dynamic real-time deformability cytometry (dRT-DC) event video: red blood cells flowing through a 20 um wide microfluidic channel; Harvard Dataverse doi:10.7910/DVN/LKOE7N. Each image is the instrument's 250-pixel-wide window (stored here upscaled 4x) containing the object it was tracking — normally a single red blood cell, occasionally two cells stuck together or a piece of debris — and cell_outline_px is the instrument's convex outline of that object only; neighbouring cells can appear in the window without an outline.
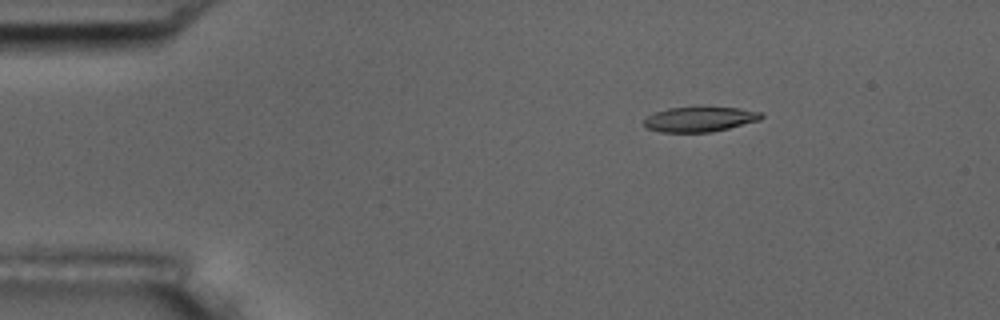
{"species": "common noctule bat (a hibernating species)", "species_latin": "Nyctalus noctula", "temperature_condition": "room temperature", "stored_images_in_passage": 3, "camera_frame_rate_fps": 3000, "um_per_image_px": 0.085, "animal": {"sex": "male", "body_mass_g": 17.5, "forearm_length_mm": 52.3}, "frame": {"image": 1, "passage_image": 1, "time_ms": 0.0, "image_size_px": [1000, 320], "cell_outline_px": [[764, 116], [760, 120], [712, 132], [660, 132], [644, 128], [644, 120], [648, 116], [656, 112], [668, 108], [740, 108], [764, 112]], "centroid_in_image_um": [59.49, 10.15], "position_along_channel_um": 25.5, "area_um2": 16.94}}